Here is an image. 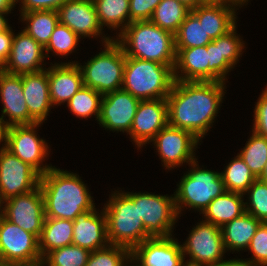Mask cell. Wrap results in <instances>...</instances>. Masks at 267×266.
I'll return each mask as SVG.
<instances>
[{
  "mask_svg": "<svg viewBox=\"0 0 267 266\" xmlns=\"http://www.w3.org/2000/svg\"><path fill=\"white\" fill-rule=\"evenodd\" d=\"M141 266H180L184 259L181 245L170 237L149 238L131 251Z\"/></svg>",
  "mask_w": 267,
  "mask_h": 266,
  "instance_id": "cell-21",
  "label": "cell"
},
{
  "mask_svg": "<svg viewBox=\"0 0 267 266\" xmlns=\"http://www.w3.org/2000/svg\"><path fill=\"white\" fill-rule=\"evenodd\" d=\"M119 33V38L116 37L115 41L122 47L126 57L164 65L176 64L174 34L161 29L150 20L131 22Z\"/></svg>",
  "mask_w": 267,
  "mask_h": 266,
  "instance_id": "cell-3",
  "label": "cell"
},
{
  "mask_svg": "<svg viewBox=\"0 0 267 266\" xmlns=\"http://www.w3.org/2000/svg\"><path fill=\"white\" fill-rule=\"evenodd\" d=\"M190 11L199 19L212 40L225 35L236 25L234 6L204 3Z\"/></svg>",
  "mask_w": 267,
  "mask_h": 266,
  "instance_id": "cell-26",
  "label": "cell"
},
{
  "mask_svg": "<svg viewBox=\"0 0 267 266\" xmlns=\"http://www.w3.org/2000/svg\"><path fill=\"white\" fill-rule=\"evenodd\" d=\"M22 86L29 115L37 123L47 120L45 118L52 106L49 95L48 69L22 74Z\"/></svg>",
  "mask_w": 267,
  "mask_h": 266,
  "instance_id": "cell-24",
  "label": "cell"
},
{
  "mask_svg": "<svg viewBox=\"0 0 267 266\" xmlns=\"http://www.w3.org/2000/svg\"><path fill=\"white\" fill-rule=\"evenodd\" d=\"M7 129L8 126L6 125V121H4L2 117H0V142L4 140V145H6Z\"/></svg>",
  "mask_w": 267,
  "mask_h": 266,
  "instance_id": "cell-49",
  "label": "cell"
},
{
  "mask_svg": "<svg viewBox=\"0 0 267 266\" xmlns=\"http://www.w3.org/2000/svg\"><path fill=\"white\" fill-rule=\"evenodd\" d=\"M184 3L188 8L193 9L201 4H204L202 0H177Z\"/></svg>",
  "mask_w": 267,
  "mask_h": 266,
  "instance_id": "cell-50",
  "label": "cell"
},
{
  "mask_svg": "<svg viewBox=\"0 0 267 266\" xmlns=\"http://www.w3.org/2000/svg\"><path fill=\"white\" fill-rule=\"evenodd\" d=\"M103 95L96 90L82 86L67 103L71 113L73 112L76 117L87 118L94 113L97 121L100 116L101 100ZM101 98V99H100Z\"/></svg>",
  "mask_w": 267,
  "mask_h": 266,
  "instance_id": "cell-35",
  "label": "cell"
},
{
  "mask_svg": "<svg viewBox=\"0 0 267 266\" xmlns=\"http://www.w3.org/2000/svg\"><path fill=\"white\" fill-rule=\"evenodd\" d=\"M211 266H255L253 265L251 262H249L248 260H235V259H230L228 261H221L218 264L215 265H211Z\"/></svg>",
  "mask_w": 267,
  "mask_h": 266,
  "instance_id": "cell-46",
  "label": "cell"
},
{
  "mask_svg": "<svg viewBox=\"0 0 267 266\" xmlns=\"http://www.w3.org/2000/svg\"><path fill=\"white\" fill-rule=\"evenodd\" d=\"M139 103L138 98L123 89L104 94L101 100L99 124L112 131L129 133Z\"/></svg>",
  "mask_w": 267,
  "mask_h": 266,
  "instance_id": "cell-15",
  "label": "cell"
},
{
  "mask_svg": "<svg viewBox=\"0 0 267 266\" xmlns=\"http://www.w3.org/2000/svg\"><path fill=\"white\" fill-rule=\"evenodd\" d=\"M0 96L3 104L2 118L9 116L8 127L37 123L30 115L24 98L22 74H9L0 71Z\"/></svg>",
  "mask_w": 267,
  "mask_h": 266,
  "instance_id": "cell-19",
  "label": "cell"
},
{
  "mask_svg": "<svg viewBox=\"0 0 267 266\" xmlns=\"http://www.w3.org/2000/svg\"><path fill=\"white\" fill-rule=\"evenodd\" d=\"M104 51L90 59L86 65L78 64L83 85L102 95L122 89L126 55L122 47L110 37H104Z\"/></svg>",
  "mask_w": 267,
  "mask_h": 266,
  "instance_id": "cell-6",
  "label": "cell"
},
{
  "mask_svg": "<svg viewBox=\"0 0 267 266\" xmlns=\"http://www.w3.org/2000/svg\"><path fill=\"white\" fill-rule=\"evenodd\" d=\"M184 260H185V258L181 261L180 266H208V265H205V264H202V263H198V262H195V261H191V260H189L187 262H184Z\"/></svg>",
  "mask_w": 267,
  "mask_h": 266,
  "instance_id": "cell-53",
  "label": "cell"
},
{
  "mask_svg": "<svg viewBox=\"0 0 267 266\" xmlns=\"http://www.w3.org/2000/svg\"><path fill=\"white\" fill-rule=\"evenodd\" d=\"M174 67L126 57L122 89L139 100L166 99L175 81Z\"/></svg>",
  "mask_w": 267,
  "mask_h": 266,
  "instance_id": "cell-4",
  "label": "cell"
},
{
  "mask_svg": "<svg viewBox=\"0 0 267 266\" xmlns=\"http://www.w3.org/2000/svg\"><path fill=\"white\" fill-rule=\"evenodd\" d=\"M203 3H211V4H224L228 6H240L245 2L243 0H202ZM231 3V4H230Z\"/></svg>",
  "mask_w": 267,
  "mask_h": 266,
  "instance_id": "cell-47",
  "label": "cell"
},
{
  "mask_svg": "<svg viewBox=\"0 0 267 266\" xmlns=\"http://www.w3.org/2000/svg\"><path fill=\"white\" fill-rule=\"evenodd\" d=\"M262 222L247 212L221 227L225 250H245Z\"/></svg>",
  "mask_w": 267,
  "mask_h": 266,
  "instance_id": "cell-27",
  "label": "cell"
},
{
  "mask_svg": "<svg viewBox=\"0 0 267 266\" xmlns=\"http://www.w3.org/2000/svg\"><path fill=\"white\" fill-rule=\"evenodd\" d=\"M33 266H45L43 262L35 263Z\"/></svg>",
  "mask_w": 267,
  "mask_h": 266,
  "instance_id": "cell-56",
  "label": "cell"
},
{
  "mask_svg": "<svg viewBox=\"0 0 267 266\" xmlns=\"http://www.w3.org/2000/svg\"><path fill=\"white\" fill-rule=\"evenodd\" d=\"M49 95L52 105L67 103L83 86L78 63L55 64L48 69Z\"/></svg>",
  "mask_w": 267,
  "mask_h": 266,
  "instance_id": "cell-23",
  "label": "cell"
},
{
  "mask_svg": "<svg viewBox=\"0 0 267 266\" xmlns=\"http://www.w3.org/2000/svg\"><path fill=\"white\" fill-rule=\"evenodd\" d=\"M16 0H0V12H11Z\"/></svg>",
  "mask_w": 267,
  "mask_h": 266,
  "instance_id": "cell-48",
  "label": "cell"
},
{
  "mask_svg": "<svg viewBox=\"0 0 267 266\" xmlns=\"http://www.w3.org/2000/svg\"><path fill=\"white\" fill-rule=\"evenodd\" d=\"M44 47L24 30L14 35L10 56L3 67V71L9 74L35 73L44 70L41 63L45 57Z\"/></svg>",
  "mask_w": 267,
  "mask_h": 266,
  "instance_id": "cell-18",
  "label": "cell"
},
{
  "mask_svg": "<svg viewBox=\"0 0 267 266\" xmlns=\"http://www.w3.org/2000/svg\"><path fill=\"white\" fill-rule=\"evenodd\" d=\"M42 260L39 239L4 216L0 217V261L39 263Z\"/></svg>",
  "mask_w": 267,
  "mask_h": 266,
  "instance_id": "cell-9",
  "label": "cell"
},
{
  "mask_svg": "<svg viewBox=\"0 0 267 266\" xmlns=\"http://www.w3.org/2000/svg\"><path fill=\"white\" fill-rule=\"evenodd\" d=\"M8 12H0V33L3 31H6L10 26L8 25L4 14H7Z\"/></svg>",
  "mask_w": 267,
  "mask_h": 266,
  "instance_id": "cell-51",
  "label": "cell"
},
{
  "mask_svg": "<svg viewBox=\"0 0 267 266\" xmlns=\"http://www.w3.org/2000/svg\"><path fill=\"white\" fill-rule=\"evenodd\" d=\"M125 261H130V263L135 261L131 257V250L109 244L105 248L90 252L85 266H125Z\"/></svg>",
  "mask_w": 267,
  "mask_h": 266,
  "instance_id": "cell-38",
  "label": "cell"
},
{
  "mask_svg": "<svg viewBox=\"0 0 267 266\" xmlns=\"http://www.w3.org/2000/svg\"><path fill=\"white\" fill-rule=\"evenodd\" d=\"M22 3L21 13L34 10H58L66 0H20ZM19 2L16 0V3Z\"/></svg>",
  "mask_w": 267,
  "mask_h": 266,
  "instance_id": "cell-44",
  "label": "cell"
},
{
  "mask_svg": "<svg viewBox=\"0 0 267 266\" xmlns=\"http://www.w3.org/2000/svg\"><path fill=\"white\" fill-rule=\"evenodd\" d=\"M243 194L238 192L225 191L210 202L202 214L206 222L222 227L227 222L241 216L245 212Z\"/></svg>",
  "mask_w": 267,
  "mask_h": 266,
  "instance_id": "cell-28",
  "label": "cell"
},
{
  "mask_svg": "<svg viewBox=\"0 0 267 266\" xmlns=\"http://www.w3.org/2000/svg\"><path fill=\"white\" fill-rule=\"evenodd\" d=\"M226 191L245 194L257 177L250 170L248 165L237 155L227 166L224 172L220 173Z\"/></svg>",
  "mask_w": 267,
  "mask_h": 266,
  "instance_id": "cell-34",
  "label": "cell"
},
{
  "mask_svg": "<svg viewBox=\"0 0 267 266\" xmlns=\"http://www.w3.org/2000/svg\"><path fill=\"white\" fill-rule=\"evenodd\" d=\"M248 250L253 253L252 260L255 266H267V223L262 222L251 239Z\"/></svg>",
  "mask_w": 267,
  "mask_h": 266,
  "instance_id": "cell-41",
  "label": "cell"
},
{
  "mask_svg": "<svg viewBox=\"0 0 267 266\" xmlns=\"http://www.w3.org/2000/svg\"><path fill=\"white\" fill-rule=\"evenodd\" d=\"M196 162L198 161L194 160L190 163L192 170L182 177L175 191L174 200L178 215L183 205L203 213L212 200L226 191L220 173L200 169Z\"/></svg>",
  "mask_w": 267,
  "mask_h": 266,
  "instance_id": "cell-7",
  "label": "cell"
},
{
  "mask_svg": "<svg viewBox=\"0 0 267 266\" xmlns=\"http://www.w3.org/2000/svg\"><path fill=\"white\" fill-rule=\"evenodd\" d=\"M80 38L69 27L58 23L44 50L48 53L53 51L56 55L66 56L72 53Z\"/></svg>",
  "mask_w": 267,
  "mask_h": 266,
  "instance_id": "cell-39",
  "label": "cell"
},
{
  "mask_svg": "<svg viewBox=\"0 0 267 266\" xmlns=\"http://www.w3.org/2000/svg\"><path fill=\"white\" fill-rule=\"evenodd\" d=\"M175 50V81H208L209 57L207 45L193 48H175ZM179 69L181 74H178Z\"/></svg>",
  "mask_w": 267,
  "mask_h": 266,
  "instance_id": "cell-25",
  "label": "cell"
},
{
  "mask_svg": "<svg viewBox=\"0 0 267 266\" xmlns=\"http://www.w3.org/2000/svg\"><path fill=\"white\" fill-rule=\"evenodd\" d=\"M258 179L267 183V163L264 167L262 174L258 177Z\"/></svg>",
  "mask_w": 267,
  "mask_h": 266,
  "instance_id": "cell-54",
  "label": "cell"
},
{
  "mask_svg": "<svg viewBox=\"0 0 267 266\" xmlns=\"http://www.w3.org/2000/svg\"><path fill=\"white\" fill-rule=\"evenodd\" d=\"M4 201H5V199L2 197V194H1V192H0V208H3V210L0 209V210H1V212H0V217L4 216V207L1 206V205L5 204Z\"/></svg>",
  "mask_w": 267,
  "mask_h": 266,
  "instance_id": "cell-55",
  "label": "cell"
},
{
  "mask_svg": "<svg viewBox=\"0 0 267 266\" xmlns=\"http://www.w3.org/2000/svg\"><path fill=\"white\" fill-rule=\"evenodd\" d=\"M59 23L69 27L79 37L102 34L93 0H66L57 10Z\"/></svg>",
  "mask_w": 267,
  "mask_h": 266,
  "instance_id": "cell-20",
  "label": "cell"
},
{
  "mask_svg": "<svg viewBox=\"0 0 267 266\" xmlns=\"http://www.w3.org/2000/svg\"><path fill=\"white\" fill-rule=\"evenodd\" d=\"M252 132L249 141L238 155L258 178L267 163V137Z\"/></svg>",
  "mask_w": 267,
  "mask_h": 266,
  "instance_id": "cell-36",
  "label": "cell"
},
{
  "mask_svg": "<svg viewBox=\"0 0 267 266\" xmlns=\"http://www.w3.org/2000/svg\"><path fill=\"white\" fill-rule=\"evenodd\" d=\"M221 81H174L166 98L168 125L201 139L210 129L224 96Z\"/></svg>",
  "mask_w": 267,
  "mask_h": 266,
  "instance_id": "cell-1",
  "label": "cell"
},
{
  "mask_svg": "<svg viewBox=\"0 0 267 266\" xmlns=\"http://www.w3.org/2000/svg\"><path fill=\"white\" fill-rule=\"evenodd\" d=\"M168 125L166 99L140 100L130 132L131 138L139 147L155 137Z\"/></svg>",
  "mask_w": 267,
  "mask_h": 266,
  "instance_id": "cell-17",
  "label": "cell"
},
{
  "mask_svg": "<svg viewBox=\"0 0 267 266\" xmlns=\"http://www.w3.org/2000/svg\"><path fill=\"white\" fill-rule=\"evenodd\" d=\"M4 217L34 234L38 239L45 220L44 200L41 188L5 200Z\"/></svg>",
  "mask_w": 267,
  "mask_h": 266,
  "instance_id": "cell-13",
  "label": "cell"
},
{
  "mask_svg": "<svg viewBox=\"0 0 267 266\" xmlns=\"http://www.w3.org/2000/svg\"><path fill=\"white\" fill-rule=\"evenodd\" d=\"M41 188L45 217L74 221L95 205L85 183L79 175L52 167L41 175Z\"/></svg>",
  "mask_w": 267,
  "mask_h": 266,
  "instance_id": "cell-2",
  "label": "cell"
},
{
  "mask_svg": "<svg viewBox=\"0 0 267 266\" xmlns=\"http://www.w3.org/2000/svg\"><path fill=\"white\" fill-rule=\"evenodd\" d=\"M181 248L184 258L189 254L191 261L208 266L218 264L223 261L222 257L226 251L221 227L205 220L198 223Z\"/></svg>",
  "mask_w": 267,
  "mask_h": 266,
  "instance_id": "cell-11",
  "label": "cell"
},
{
  "mask_svg": "<svg viewBox=\"0 0 267 266\" xmlns=\"http://www.w3.org/2000/svg\"><path fill=\"white\" fill-rule=\"evenodd\" d=\"M236 26H234L225 35L213 39L207 44L209 57L208 63V81L224 82L226 74L237 64L242 54L243 41L236 36Z\"/></svg>",
  "mask_w": 267,
  "mask_h": 266,
  "instance_id": "cell-16",
  "label": "cell"
},
{
  "mask_svg": "<svg viewBox=\"0 0 267 266\" xmlns=\"http://www.w3.org/2000/svg\"><path fill=\"white\" fill-rule=\"evenodd\" d=\"M133 202H138L139 218H142L146 232L152 237L172 236V226L178 214L174 196L150 193H125Z\"/></svg>",
  "mask_w": 267,
  "mask_h": 266,
  "instance_id": "cell-8",
  "label": "cell"
},
{
  "mask_svg": "<svg viewBox=\"0 0 267 266\" xmlns=\"http://www.w3.org/2000/svg\"><path fill=\"white\" fill-rule=\"evenodd\" d=\"M21 16L22 20L28 23L24 31L45 48L59 23L58 12L56 10H34L21 13Z\"/></svg>",
  "mask_w": 267,
  "mask_h": 266,
  "instance_id": "cell-30",
  "label": "cell"
},
{
  "mask_svg": "<svg viewBox=\"0 0 267 266\" xmlns=\"http://www.w3.org/2000/svg\"><path fill=\"white\" fill-rule=\"evenodd\" d=\"M73 221L45 217L39 237V251L42 259L51 251L72 245Z\"/></svg>",
  "mask_w": 267,
  "mask_h": 266,
  "instance_id": "cell-29",
  "label": "cell"
},
{
  "mask_svg": "<svg viewBox=\"0 0 267 266\" xmlns=\"http://www.w3.org/2000/svg\"><path fill=\"white\" fill-rule=\"evenodd\" d=\"M93 2L102 28L104 25L112 29L122 26L120 28L122 32L130 24L129 0H93Z\"/></svg>",
  "mask_w": 267,
  "mask_h": 266,
  "instance_id": "cell-31",
  "label": "cell"
},
{
  "mask_svg": "<svg viewBox=\"0 0 267 266\" xmlns=\"http://www.w3.org/2000/svg\"><path fill=\"white\" fill-rule=\"evenodd\" d=\"M247 192L250 193V202L249 205L245 204V212L267 223V183L257 178Z\"/></svg>",
  "mask_w": 267,
  "mask_h": 266,
  "instance_id": "cell-40",
  "label": "cell"
},
{
  "mask_svg": "<svg viewBox=\"0 0 267 266\" xmlns=\"http://www.w3.org/2000/svg\"><path fill=\"white\" fill-rule=\"evenodd\" d=\"M253 131L267 137V88L262 92L254 109Z\"/></svg>",
  "mask_w": 267,
  "mask_h": 266,
  "instance_id": "cell-43",
  "label": "cell"
},
{
  "mask_svg": "<svg viewBox=\"0 0 267 266\" xmlns=\"http://www.w3.org/2000/svg\"><path fill=\"white\" fill-rule=\"evenodd\" d=\"M103 209L107 218L109 244L119 245L131 251L143 241L152 238L142 218H139L138 202H133L125 193L114 192Z\"/></svg>",
  "mask_w": 267,
  "mask_h": 266,
  "instance_id": "cell-5",
  "label": "cell"
},
{
  "mask_svg": "<svg viewBox=\"0 0 267 266\" xmlns=\"http://www.w3.org/2000/svg\"><path fill=\"white\" fill-rule=\"evenodd\" d=\"M89 255L88 249L69 245L49 252L42 262L47 266H85Z\"/></svg>",
  "mask_w": 267,
  "mask_h": 266,
  "instance_id": "cell-37",
  "label": "cell"
},
{
  "mask_svg": "<svg viewBox=\"0 0 267 266\" xmlns=\"http://www.w3.org/2000/svg\"><path fill=\"white\" fill-rule=\"evenodd\" d=\"M41 175L23 162L6 145L0 149V192L6 200L28 193L39 186Z\"/></svg>",
  "mask_w": 267,
  "mask_h": 266,
  "instance_id": "cell-10",
  "label": "cell"
},
{
  "mask_svg": "<svg viewBox=\"0 0 267 266\" xmlns=\"http://www.w3.org/2000/svg\"><path fill=\"white\" fill-rule=\"evenodd\" d=\"M12 31L11 27H9L6 31L0 33V65L2 67L6 64L11 53L14 37V33Z\"/></svg>",
  "mask_w": 267,
  "mask_h": 266,
  "instance_id": "cell-45",
  "label": "cell"
},
{
  "mask_svg": "<svg viewBox=\"0 0 267 266\" xmlns=\"http://www.w3.org/2000/svg\"><path fill=\"white\" fill-rule=\"evenodd\" d=\"M152 141L167 169L181 166L184 162L190 164L196 159L194 149L199 139L189 131L167 125L155 135Z\"/></svg>",
  "mask_w": 267,
  "mask_h": 266,
  "instance_id": "cell-14",
  "label": "cell"
},
{
  "mask_svg": "<svg viewBox=\"0 0 267 266\" xmlns=\"http://www.w3.org/2000/svg\"><path fill=\"white\" fill-rule=\"evenodd\" d=\"M175 48H193L206 46L212 42L199 19L190 11L174 34Z\"/></svg>",
  "mask_w": 267,
  "mask_h": 266,
  "instance_id": "cell-33",
  "label": "cell"
},
{
  "mask_svg": "<svg viewBox=\"0 0 267 266\" xmlns=\"http://www.w3.org/2000/svg\"><path fill=\"white\" fill-rule=\"evenodd\" d=\"M161 0H129L130 23L150 20Z\"/></svg>",
  "mask_w": 267,
  "mask_h": 266,
  "instance_id": "cell-42",
  "label": "cell"
},
{
  "mask_svg": "<svg viewBox=\"0 0 267 266\" xmlns=\"http://www.w3.org/2000/svg\"><path fill=\"white\" fill-rule=\"evenodd\" d=\"M35 263H22V262H3L0 261V266H33Z\"/></svg>",
  "mask_w": 267,
  "mask_h": 266,
  "instance_id": "cell-52",
  "label": "cell"
},
{
  "mask_svg": "<svg viewBox=\"0 0 267 266\" xmlns=\"http://www.w3.org/2000/svg\"><path fill=\"white\" fill-rule=\"evenodd\" d=\"M41 123L31 125H13L7 129L6 148L23 162L32 166L40 175L52 168L42 166L44 158L48 155V145L43 139H39L35 128Z\"/></svg>",
  "mask_w": 267,
  "mask_h": 266,
  "instance_id": "cell-12",
  "label": "cell"
},
{
  "mask_svg": "<svg viewBox=\"0 0 267 266\" xmlns=\"http://www.w3.org/2000/svg\"><path fill=\"white\" fill-rule=\"evenodd\" d=\"M107 218L104 210L97 214L95 206L79 214L73 221L72 245L90 252L107 247Z\"/></svg>",
  "mask_w": 267,
  "mask_h": 266,
  "instance_id": "cell-22",
  "label": "cell"
},
{
  "mask_svg": "<svg viewBox=\"0 0 267 266\" xmlns=\"http://www.w3.org/2000/svg\"><path fill=\"white\" fill-rule=\"evenodd\" d=\"M190 10V8L180 1L161 0L155 8L150 21L161 29L175 34Z\"/></svg>",
  "mask_w": 267,
  "mask_h": 266,
  "instance_id": "cell-32",
  "label": "cell"
}]
</instances>
